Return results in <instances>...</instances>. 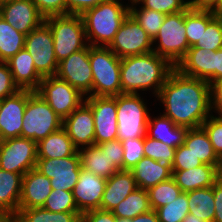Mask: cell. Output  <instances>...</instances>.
<instances>
[{
  "label": "cell",
  "instance_id": "obj_4",
  "mask_svg": "<svg viewBox=\"0 0 222 222\" xmlns=\"http://www.w3.org/2000/svg\"><path fill=\"white\" fill-rule=\"evenodd\" d=\"M89 61L93 74L92 96L115 97L122 94L121 58L108 47L90 46Z\"/></svg>",
  "mask_w": 222,
  "mask_h": 222
},
{
  "label": "cell",
  "instance_id": "obj_17",
  "mask_svg": "<svg viewBox=\"0 0 222 222\" xmlns=\"http://www.w3.org/2000/svg\"><path fill=\"white\" fill-rule=\"evenodd\" d=\"M28 100V90L0 100V141L22 137L23 115Z\"/></svg>",
  "mask_w": 222,
  "mask_h": 222
},
{
  "label": "cell",
  "instance_id": "obj_57",
  "mask_svg": "<svg viewBox=\"0 0 222 222\" xmlns=\"http://www.w3.org/2000/svg\"><path fill=\"white\" fill-rule=\"evenodd\" d=\"M181 222H207L200 217H197L191 213H188Z\"/></svg>",
  "mask_w": 222,
  "mask_h": 222
},
{
  "label": "cell",
  "instance_id": "obj_49",
  "mask_svg": "<svg viewBox=\"0 0 222 222\" xmlns=\"http://www.w3.org/2000/svg\"><path fill=\"white\" fill-rule=\"evenodd\" d=\"M108 0H66V15H82L85 11Z\"/></svg>",
  "mask_w": 222,
  "mask_h": 222
},
{
  "label": "cell",
  "instance_id": "obj_55",
  "mask_svg": "<svg viewBox=\"0 0 222 222\" xmlns=\"http://www.w3.org/2000/svg\"><path fill=\"white\" fill-rule=\"evenodd\" d=\"M222 79V48L214 51V83Z\"/></svg>",
  "mask_w": 222,
  "mask_h": 222
},
{
  "label": "cell",
  "instance_id": "obj_21",
  "mask_svg": "<svg viewBox=\"0 0 222 222\" xmlns=\"http://www.w3.org/2000/svg\"><path fill=\"white\" fill-rule=\"evenodd\" d=\"M50 179L38 170L31 169L22 180V190L18 209L43 207L47 197L52 191Z\"/></svg>",
  "mask_w": 222,
  "mask_h": 222
},
{
  "label": "cell",
  "instance_id": "obj_2",
  "mask_svg": "<svg viewBox=\"0 0 222 222\" xmlns=\"http://www.w3.org/2000/svg\"><path fill=\"white\" fill-rule=\"evenodd\" d=\"M175 67L155 52L121 58L122 93L137 94L138 90L154 88L157 96Z\"/></svg>",
  "mask_w": 222,
  "mask_h": 222
},
{
  "label": "cell",
  "instance_id": "obj_22",
  "mask_svg": "<svg viewBox=\"0 0 222 222\" xmlns=\"http://www.w3.org/2000/svg\"><path fill=\"white\" fill-rule=\"evenodd\" d=\"M136 188H138V186L131 171H116L107 179L100 209L112 211Z\"/></svg>",
  "mask_w": 222,
  "mask_h": 222
},
{
  "label": "cell",
  "instance_id": "obj_42",
  "mask_svg": "<svg viewBox=\"0 0 222 222\" xmlns=\"http://www.w3.org/2000/svg\"><path fill=\"white\" fill-rule=\"evenodd\" d=\"M123 146V170L132 168L144 157V138L126 139L121 141Z\"/></svg>",
  "mask_w": 222,
  "mask_h": 222
},
{
  "label": "cell",
  "instance_id": "obj_40",
  "mask_svg": "<svg viewBox=\"0 0 222 222\" xmlns=\"http://www.w3.org/2000/svg\"><path fill=\"white\" fill-rule=\"evenodd\" d=\"M194 47L204 48L209 51H217L222 48V16L216 15L203 29L201 39Z\"/></svg>",
  "mask_w": 222,
  "mask_h": 222
},
{
  "label": "cell",
  "instance_id": "obj_47",
  "mask_svg": "<svg viewBox=\"0 0 222 222\" xmlns=\"http://www.w3.org/2000/svg\"><path fill=\"white\" fill-rule=\"evenodd\" d=\"M39 13L47 18L49 16L66 15V0H32Z\"/></svg>",
  "mask_w": 222,
  "mask_h": 222
},
{
  "label": "cell",
  "instance_id": "obj_7",
  "mask_svg": "<svg viewBox=\"0 0 222 222\" xmlns=\"http://www.w3.org/2000/svg\"><path fill=\"white\" fill-rule=\"evenodd\" d=\"M158 40L153 52L166 58L174 67L189 49L185 29V11L166 15L153 43Z\"/></svg>",
  "mask_w": 222,
  "mask_h": 222
},
{
  "label": "cell",
  "instance_id": "obj_18",
  "mask_svg": "<svg viewBox=\"0 0 222 222\" xmlns=\"http://www.w3.org/2000/svg\"><path fill=\"white\" fill-rule=\"evenodd\" d=\"M62 127L78 150L81 145H95L93 112L85 101L63 120Z\"/></svg>",
  "mask_w": 222,
  "mask_h": 222
},
{
  "label": "cell",
  "instance_id": "obj_29",
  "mask_svg": "<svg viewBox=\"0 0 222 222\" xmlns=\"http://www.w3.org/2000/svg\"><path fill=\"white\" fill-rule=\"evenodd\" d=\"M183 145L189 149L202 164L217 167L218 156L213 149L208 134L202 127L188 129Z\"/></svg>",
  "mask_w": 222,
  "mask_h": 222
},
{
  "label": "cell",
  "instance_id": "obj_46",
  "mask_svg": "<svg viewBox=\"0 0 222 222\" xmlns=\"http://www.w3.org/2000/svg\"><path fill=\"white\" fill-rule=\"evenodd\" d=\"M118 171L123 170V146L119 139L107 141L98 145Z\"/></svg>",
  "mask_w": 222,
  "mask_h": 222
},
{
  "label": "cell",
  "instance_id": "obj_36",
  "mask_svg": "<svg viewBox=\"0 0 222 222\" xmlns=\"http://www.w3.org/2000/svg\"><path fill=\"white\" fill-rule=\"evenodd\" d=\"M147 192L151 208L152 210H156L177 199L182 191L175 180L171 178L151 187Z\"/></svg>",
  "mask_w": 222,
  "mask_h": 222
},
{
  "label": "cell",
  "instance_id": "obj_28",
  "mask_svg": "<svg viewBox=\"0 0 222 222\" xmlns=\"http://www.w3.org/2000/svg\"><path fill=\"white\" fill-rule=\"evenodd\" d=\"M23 175L0 168V212H18Z\"/></svg>",
  "mask_w": 222,
  "mask_h": 222
},
{
  "label": "cell",
  "instance_id": "obj_33",
  "mask_svg": "<svg viewBox=\"0 0 222 222\" xmlns=\"http://www.w3.org/2000/svg\"><path fill=\"white\" fill-rule=\"evenodd\" d=\"M25 36L0 17V62L8 61L24 49Z\"/></svg>",
  "mask_w": 222,
  "mask_h": 222
},
{
  "label": "cell",
  "instance_id": "obj_3",
  "mask_svg": "<svg viewBox=\"0 0 222 222\" xmlns=\"http://www.w3.org/2000/svg\"><path fill=\"white\" fill-rule=\"evenodd\" d=\"M128 14L129 6L124 7L119 0H108L85 11L81 17L88 44L108 47Z\"/></svg>",
  "mask_w": 222,
  "mask_h": 222
},
{
  "label": "cell",
  "instance_id": "obj_52",
  "mask_svg": "<svg viewBox=\"0 0 222 222\" xmlns=\"http://www.w3.org/2000/svg\"><path fill=\"white\" fill-rule=\"evenodd\" d=\"M215 215L213 222H222V181L217 180L213 185Z\"/></svg>",
  "mask_w": 222,
  "mask_h": 222
},
{
  "label": "cell",
  "instance_id": "obj_59",
  "mask_svg": "<svg viewBox=\"0 0 222 222\" xmlns=\"http://www.w3.org/2000/svg\"><path fill=\"white\" fill-rule=\"evenodd\" d=\"M218 15L222 16V0H219L218 3Z\"/></svg>",
  "mask_w": 222,
  "mask_h": 222
},
{
  "label": "cell",
  "instance_id": "obj_16",
  "mask_svg": "<svg viewBox=\"0 0 222 222\" xmlns=\"http://www.w3.org/2000/svg\"><path fill=\"white\" fill-rule=\"evenodd\" d=\"M0 17L25 35L45 20L32 0H0Z\"/></svg>",
  "mask_w": 222,
  "mask_h": 222
},
{
  "label": "cell",
  "instance_id": "obj_44",
  "mask_svg": "<svg viewBox=\"0 0 222 222\" xmlns=\"http://www.w3.org/2000/svg\"><path fill=\"white\" fill-rule=\"evenodd\" d=\"M208 134L210 142L217 156L222 155V118L212 115L201 126Z\"/></svg>",
  "mask_w": 222,
  "mask_h": 222
},
{
  "label": "cell",
  "instance_id": "obj_11",
  "mask_svg": "<svg viewBox=\"0 0 222 222\" xmlns=\"http://www.w3.org/2000/svg\"><path fill=\"white\" fill-rule=\"evenodd\" d=\"M37 143L30 138L15 137L0 141V168L25 175L37 162Z\"/></svg>",
  "mask_w": 222,
  "mask_h": 222
},
{
  "label": "cell",
  "instance_id": "obj_27",
  "mask_svg": "<svg viewBox=\"0 0 222 222\" xmlns=\"http://www.w3.org/2000/svg\"><path fill=\"white\" fill-rule=\"evenodd\" d=\"M130 171L137 186L144 190L171 179L173 174L172 167H161L157 161L145 156Z\"/></svg>",
  "mask_w": 222,
  "mask_h": 222
},
{
  "label": "cell",
  "instance_id": "obj_25",
  "mask_svg": "<svg viewBox=\"0 0 222 222\" xmlns=\"http://www.w3.org/2000/svg\"><path fill=\"white\" fill-rule=\"evenodd\" d=\"M146 131L148 137L161 141L173 148H177L184 144L188 128L177 126L170 118L164 115L154 120H152L149 115Z\"/></svg>",
  "mask_w": 222,
  "mask_h": 222
},
{
  "label": "cell",
  "instance_id": "obj_39",
  "mask_svg": "<svg viewBox=\"0 0 222 222\" xmlns=\"http://www.w3.org/2000/svg\"><path fill=\"white\" fill-rule=\"evenodd\" d=\"M176 148L145 135L144 156L158 162L161 167H172Z\"/></svg>",
  "mask_w": 222,
  "mask_h": 222
},
{
  "label": "cell",
  "instance_id": "obj_35",
  "mask_svg": "<svg viewBox=\"0 0 222 222\" xmlns=\"http://www.w3.org/2000/svg\"><path fill=\"white\" fill-rule=\"evenodd\" d=\"M216 16L211 10H194L188 8L185 11V29L189 47L194 46L201 35L203 29H206L207 24Z\"/></svg>",
  "mask_w": 222,
  "mask_h": 222
},
{
  "label": "cell",
  "instance_id": "obj_24",
  "mask_svg": "<svg viewBox=\"0 0 222 222\" xmlns=\"http://www.w3.org/2000/svg\"><path fill=\"white\" fill-rule=\"evenodd\" d=\"M172 178L182 192L212 187L217 181L216 166L202 164L193 169L172 171Z\"/></svg>",
  "mask_w": 222,
  "mask_h": 222
},
{
  "label": "cell",
  "instance_id": "obj_10",
  "mask_svg": "<svg viewBox=\"0 0 222 222\" xmlns=\"http://www.w3.org/2000/svg\"><path fill=\"white\" fill-rule=\"evenodd\" d=\"M24 48L33 58L35 68L43 78L56 75L58 61L53 36L45 21L25 36Z\"/></svg>",
  "mask_w": 222,
  "mask_h": 222
},
{
  "label": "cell",
  "instance_id": "obj_14",
  "mask_svg": "<svg viewBox=\"0 0 222 222\" xmlns=\"http://www.w3.org/2000/svg\"><path fill=\"white\" fill-rule=\"evenodd\" d=\"M90 45L58 62L56 76L68 82L84 96L93 92V74L89 61Z\"/></svg>",
  "mask_w": 222,
  "mask_h": 222
},
{
  "label": "cell",
  "instance_id": "obj_15",
  "mask_svg": "<svg viewBox=\"0 0 222 222\" xmlns=\"http://www.w3.org/2000/svg\"><path fill=\"white\" fill-rule=\"evenodd\" d=\"M95 124V145L118 139L116 96H88Z\"/></svg>",
  "mask_w": 222,
  "mask_h": 222
},
{
  "label": "cell",
  "instance_id": "obj_31",
  "mask_svg": "<svg viewBox=\"0 0 222 222\" xmlns=\"http://www.w3.org/2000/svg\"><path fill=\"white\" fill-rule=\"evenodd\" d=\"M151 210L152 208L149 202L147 190L138 187L123 201H121L111 212L117 218L132 219Z\"/></svg>",
  "mask_w": 222,
  "mask_h": 222
},
{
  "label": "cell",
  "instance_id": "obj_50",
  "mask_svg": "<svg viewBox=\"0 0 222 222\" xmlns=\"http://www.w3.org/2000/svg\"><path fill=\"white\" fill-rule=\"evenodd\" d=\"M81 222H117V217L111 211L96 209L82 213Z\"/></svg>",
  "mask_w": 222,
  "mask_h": 222
},
{
  "label": "cell",
  "instance_id": "obj_9",
  "mask_svg": "<svg viewBox=\"0 0 222 222\" xmlns=\"http://www.w3.org/2000/svg\"><path fill=\"white\" fill-rule=\"evenodd\" d=\"M35 92L62 120L85 101L83 99L85 96L79 90L56 75L43 78Z\"/></svg>",
  "mask_w": 222,
  "mask_h": 222
},
{
  "label": "cell",
  "instance_id": "obj_38",
  "mask_svg": "<svg viewBox=\"0 0 222 222\" xmlns=\"http://www.w3.org/2000/svg\"><path fill=\"white\" fill-rule=\"evenodd\" d=\"M159 222H181L188 213V192H181L177 199L156 210Z\"/></svg>",
  "mask_w": 222,
  "mask_h": 222
},
{
  "label": "cell",
  "instance_id": "obj_60",
  "mask_svg": "<svg viewBox=\"0 0 222 222\" xmlns=\"http://www.w3.org/2000/svg\"><path fill=\"white\" fill-rule=\"evenodd\" d=\"M132 5L140 4L141 0H130Z\"/></svg>",
  "mask_w": 222,
  "mask_h": 222
},
{
  "label": "cell",
  "instance_id": "obj_37",
  "mask_svg": "<svg viewBox=\"0 0 222 222\" xmlns=\"http://www.w3.org/2000/svg\"><path fill=\"white\" fill-rule=\"evenodd\" d=\"M129 6V14L136 19L147 34L154 39L166 17V14L155 10Z\"/></svg>",
  "mask_w": 222,
  "mask_h": 222
},
{
  "label": "cell",
  "instance_id": "obj_12",
  "mask_svg": "<svg viewBox=\"0 0 222 222\" xmlns=\"http://www.w3.org/2000/svg\"><path fill=\"white\" fill-rule=\"evenodd\" d=\"M153 39L130 14L125 18L108 48L119 58L153 51Z\"/></svg>",
  "mask_w": 222,
  "mask_h": 222
},
{
  "label": "cell",
  "instance_id": "obj_58",
  "mask_svg": "<svg viewBox=\"0 0 222 222\" xmlns=\"http://www.w3.org/2000/svg\"><path fill=\"white\" fill-rule=\"evenodd\" d=\"M217 180L222 181V155L218 157V164H217Z\"/></svg>",
  "mask_w": 222,
  "mask_h": 222
},
{
  "label": "cell",
  "instance_id": "obj_13",
  "mask_svg": "<svg viewBox=\"0 0 222 222\" xmlns=\"http://www.w3.org/2000/svg\"><path fill=\"white\" fill-rule=\"evenodd\" d=\"M81 158L77 151L74 155L61 159H38L35 169L50 179L52 189L72 192L76 185Z\"/></svg>",
  "mask_w": 222,
  "mask_h": 222
},
{
  "label": "cell",
  "instance_id": "obj_51",
  "mask_svg": "<svg viewBox=\"0 0 222 222\" xmlns=\"http://www.w3.org/2000/svg\"><path fill=\"white\" fill-rule=\"evenodd\" d=\"M210 98L211 110L212 108L218 111L220 118H222V82L218 81L210 84ZM214 106V107H213Z\"/></svg>",
  "mask_w": 222,
  "mask_h": 222
},
{
  "label": "cell",
  "instance_id": "obj_20",
  "mask_svg": "<svg viewBox=\"0 0 222 222\" xmlns=\"http://www.w3.org/2000/svg\"><path fill=\"white\" fill-rule=\"evenodd\" d=\"M175 68L183 75L214 83V51L191 46Z\"/></svg>",
  "mask_w": 222,
  "mask_h": 222
},
{
  "label": "cell",
  "instance_id": "obj_53",
  "mask_svg": "<svg viewBox=\"0 0 222 222\" xmlns=\"http://www.w3.org/2000/svg\"><path fill=\"white\" fill-rule=\"evenodd\" d=\"M188 7L194 10H211L218 15L219 0H189Z\"/></svg>",
  "mask_w": 222,
  "mask_h": 222
},
{
  "label": "cell",
  "instance_id": "obj_8",
  "mask_svg": "<svg viewBox=\"0 0 222 222\" xmlns=\"http://www.w3.org/2000/svg\"><path fill=\"white\" fill-rule=\"evenodd\" d=\"M118 139L144 138L149 112L139 93H122L116 96Z\"/></svg>",
  "mask_w": 222,
  "mask_h": 222
},
{
  "label": "cell",
  "instance_id": "obj_30",
  "mask_svg": "<svg viewBox=\"0 0 222 222\" xmlns=\"http://www.w3.org/2000/svg\"><path fill=\"white\" fill-rule=\"evenodd\" d=\"M78 152L81 158V167L88 172L108 179L118 171L111 165V161L98 145L80 148Z\"/></svg>",
  "mask_w": 222,
  "mask_h": 222
},
{
  "label": "cell",
  "instance_id": "obj_45",
  "mask_svg": "<svg viewBox=\"0 0 222 222\" xmlns=\"http://www.w3.org/2000/svg\"><path fill=\"white\" fill-rule=\"evenodd\" d=\"M202 165L200 160L184 145L176 148L172 171L189 170Z\"/></svg>",
  "mask_w": 222,
  "mask_h": 222
},
{
  "label": "cell",
  "instance_id": "obj_41",
  "mask_svg": "<svg viewBox=\"0 0 222 222\" xmlns=\"http://www.w3.org/2000/svg\"><path fill=\"white\" fill-rule=\"evenodd\" d=\"M42 208L51 212H79L73 192L60 189L51 191Z\"/></svg>",
  "mask_w": 222,
  "mask_h": 222
},
{
  "label": "cell",
  "instance_id": "obj_19",
  "mask_svg": "<svg viewBox=\"0 0 222 222\" xmlns=\"http://www.w3.org/2000/svg\"><path fill=\"white\" fill-rule=\"evenodd\" d=\"M106 182L107 179L83 168L80 169L79 179L72 192L77 209L81 214L90 210L100 209Z\"/></svg>",
  "mask_w": 222,
  "mask_h": 222
},
{
  "label": "cell",
  "instance_id": "obj_5",
  "mask_svg": "<svg viewBox=\"0 0 222 222\" xmlns=\"http://www.w3.org/2000/svg\"><path fill=\"white\" fill-rule=\"evenodd\" d=\"M44 21L51 30L58 62L89 45L81 15L49 16Z\"/></svg>",
  "mask_w": 222,
  "mask_h": 222
},
{
  "label": "cell",
  "instance_id": "obj_6",
  "mask_svg": "<svg viewBox=\"0 0 222 222\" xmlns=\"http://www.w3.org/2000/svg\"><path fill=\"white\" fill-rule=\"evenodd\" d=\"M63 120L35 91L28 90V100L23 115L22 137L38 143L62 127Z\"/></svg>",
  "mask_w": 222,
  "mask_h": 222
},
{
  "label": "cell",
  "instance_id": "obj_1",
  "mask_svg": "<svg viewBox=\"0 0 222 222\" xmlns=\"http://www.w3.org/2000/svg\"><path fill=\"white\" fill-rule=\"evenodd\" d=\"M157 97L165 106L163 115L177 126L199 128L211 111L210 84L183 75L174 68Z\"/></svg>",
  "mask_w": 222,
  "mask_h": 222
},
{
  "label": "cell",
  "instance_id": "obj_26",
  "mask_svg": "<svg viewBox=\"0 0 222 222\" xmlns=\"http://www.w3.org/2000/svg\"><path fill=\"white\" fill-rule=\"evenodd\" d=\"M77 151L63 127L37 143L38 159H61L72 156Z\"/></svg>",
  "mask_w": 222,
  "mask_h": 222
},
{
  "label": "cell",
  "instance_id": "obj_23",
  "mask_svg": "<svg viewBox=\"0 0 222 222\" xmlns=\"http://www.w3.org/2000/svg\"><path fill=\"white\" fill-rule=\"evenodd\" d=\"M15 84L20 90L36 91L43 77L37 72L34 60L24 48L6 61Z\"/></svg>",
  "mask_w": 222,
  "mask_h": 222
},
{
  "label": "cell",
  "instance_id": "obj_56",
  "mask_svg": "<svg viewBox=\"0 0 222 222\" xmlns=\"http://www.w3.org/2000/svg\"><path fill=\"white\" fill-rule=\"evenodd\" d=\"M0 222H19L15 212H0Z\"/></svg>",
  "mask_w": 222,
  "mask_h": 222
},
{
  "label": "cell",
  "instance_id": "obj_43",
  "mask_svg": "<svg viewBox=\"0 0 222 222\" xmlns=\"http://www.w3.org/2000/svg\"><path fill=\"white\" fill-rule=\"evenodd\" d=\"M142 8L162 12L166 15L186 11L188 2L184 0H141Z\"/></svg>",
  "mask_w": 222,
  "mask_h": 222
},
{
  "label": "cell",
  "instance_id": "obj_32",
  "mask_svg": "<svg viewBox=\"0 0 222 222\" xmlns=\"http://www.w3.org/2000/svg\"><path fill=\"white\" fill-rule=\"evenodd\" d=\"M188 208L191 214L207 222H213L215 215L213 186L188 192Z\"/></svg>",
  "mask_w": 222,
  "mask_h": 222
},
{
  "label": "cell",
  "instance_id": "obj_54",
  "mask_svg": "<svg viewBox=\"0 0 222 222\" xmlns=\"http://www.w3.org/2000/svg\"><path fill=\"white\" fill-rule=\"evenodd\" d=\"M117 222H159V220L156 211L151 210L132 219L117 218Z\"/></svg>",
  "mask_w": 222,
  "mask_h": 222
},
{
  "label": "cell",
  "instance_id": "obj_48",
  "mask_svg": "<svg viewBox=\"0 0 222 222\" xmlns=\"http://www.w3.org/2000/svg\"><path fill=\"white\" fill-rule=\"evenodd\" d=\"M19 90L7 63L0 62V100L15 94Z\"/></svg>",
  "mask_w": 222,
  "mask_h": 222
},
{
  "label": "cell",
  "instance_id": "obj_34",
  "mask_svg": "<svg viewBox=\"0 0 222 222\" xmlns=\"http://www.w3.org/2000/svg\"><path fill=\"white\" fill-rule=\"evenodd\" d=\"M19 222H81L80 212H51L42 207L18 209Z\"/></svg>",
  "mask_w": 222,
  "mask_h": 222
}]
</instances>
